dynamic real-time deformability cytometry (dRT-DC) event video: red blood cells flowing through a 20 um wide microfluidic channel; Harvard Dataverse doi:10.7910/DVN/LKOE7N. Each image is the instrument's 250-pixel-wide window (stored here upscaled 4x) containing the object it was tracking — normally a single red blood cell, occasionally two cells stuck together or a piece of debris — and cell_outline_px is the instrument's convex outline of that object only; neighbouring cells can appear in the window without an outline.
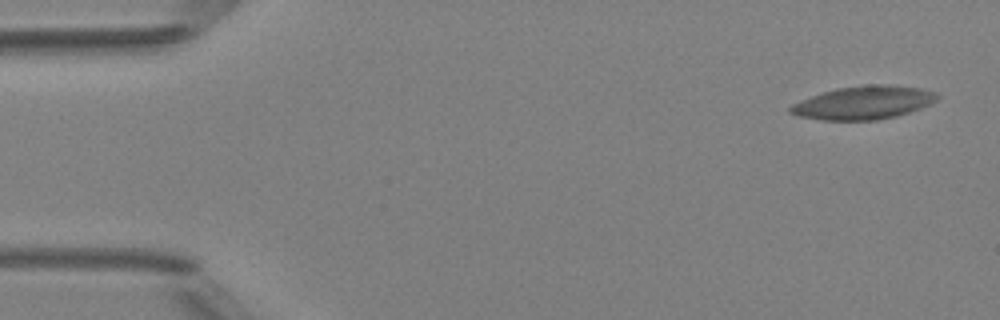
{"species": "Egyptian fruit bat (a non-hibernating species)", "species_latin": "Rousettus aegyptiacus", "temperature_condition": "room temperature", "stored_images_in_passage": 4, "camera_frame_rate_fps": 3000, "um_per_image_px": 0.085, "animal": {"sex": "female"}, "frame": {"image": 1, "passage_image": 1, "time_ms": 0.0, "image_size_px": [1000, 320], "cell_outline_px": [[940, 96], [936, 100], [920, 108], [896, 116], [876, 120], [820, 120], [800, 116], [788, 112], [788, 108], [792, 104], [800, 100], [836, 88], [868, 84], [888, 84], [920, 88], [936, 92]], "centroid_in_image_um": [73.39, 8.72], "position_along_channel_um": 11.6, "area_um2": 28.38}}